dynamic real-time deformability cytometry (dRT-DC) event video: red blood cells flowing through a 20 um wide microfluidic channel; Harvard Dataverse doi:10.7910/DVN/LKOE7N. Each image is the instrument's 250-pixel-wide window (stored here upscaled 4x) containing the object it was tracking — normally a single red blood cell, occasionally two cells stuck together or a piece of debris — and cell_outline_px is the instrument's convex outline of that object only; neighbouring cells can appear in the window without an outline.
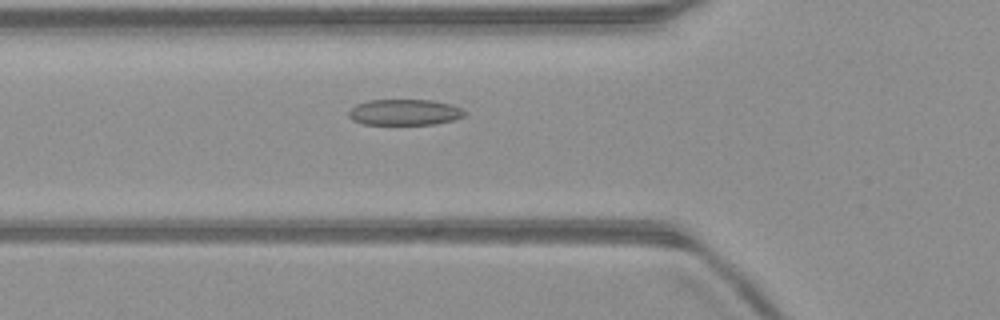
{"species": "common noctule bat (a hibernating species)", "species_latin": "Nyctalus noctula", "temperature_condition": "warm", "stored_images_in_passage": 50, "camera_frame_rate_fps": 3000, "um_per_image_px": 0.085, "animal": {"sex": "male", "body_mass_g": 23.1, "forearm_length_mm": 52.7}, "frame": {"image": 1, "passage_image": 17, "time_ms": 5.333, "image_size_px": [1000, 320], "cell_outline_px": [[468, 112], [464, 116], [452, 120], [436, 124], [364, 124], [352, 120], [348, 116], [348, 112], [356, 104], [368, 100], [432, 100], [452, 104]], "centroid_in_image_um": [34.4, 9.53], "position_along_channel_um": 91.4, "area_um2": 17.57}}
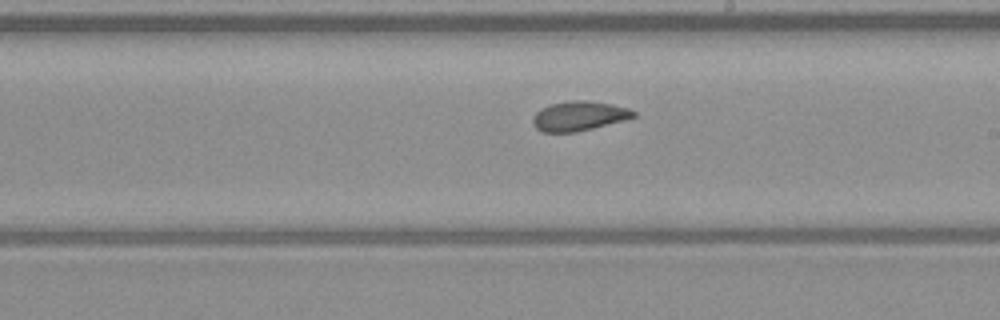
{"frame": {"image": 2, "passage_image": 28, "time_ms": 9.0, "image_size_px": [1000, 320], "cell_outline_px": [[636, 116], [628, 120], [576, 132], [540, 132], [532, 124], [532, 116], [540, 108], [548, 104], [572, 100], [584, 100], [612, 104], [628, 108], [636, 112]], "centroid_in_image_um": [49.2, 9.86], "position_along_channel_um": 239.8, "area_um2": 17.69}}
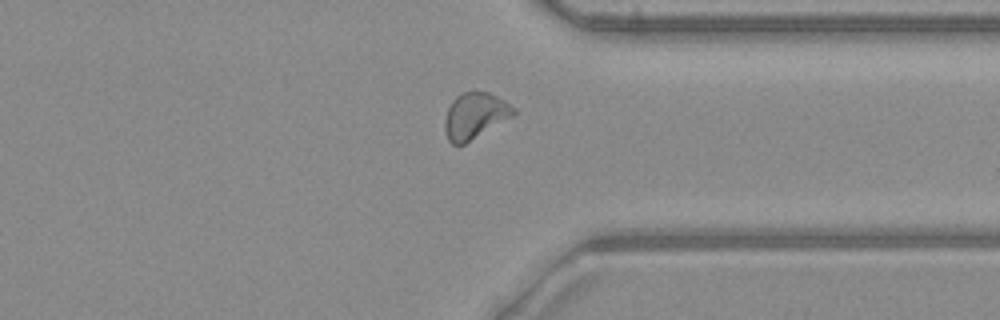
{"frame": {"image": 3, "passage_image": 38, "time_ms": 12.333, "image_size_px": [1000, 320], "cell_outline_px": [[516, 112], [512, 116], [464, 144], [452, 144], [448, 140], [444, 132], [444, 120], [448, 108], [452, 100], [456, 96], [464, 92], [488, 92], [504, 100], [516, 108]], "centroid_in_image_um": [40.34, 9.83], "position_along_channel_um": 371.1, "area_um2": 18.26}, "authors_computed_cell_mechanics": {"area_um2": 17.8602, "velocity_mm_per_s": 4.02, "shape_relaxation_time_tau1_ms": 3.4136, "shape_relaxation_time_tau2_ms": 1.4825, "deformation_change_tau1": 0.1152, "deformation_change_tau2": 0.0792}}